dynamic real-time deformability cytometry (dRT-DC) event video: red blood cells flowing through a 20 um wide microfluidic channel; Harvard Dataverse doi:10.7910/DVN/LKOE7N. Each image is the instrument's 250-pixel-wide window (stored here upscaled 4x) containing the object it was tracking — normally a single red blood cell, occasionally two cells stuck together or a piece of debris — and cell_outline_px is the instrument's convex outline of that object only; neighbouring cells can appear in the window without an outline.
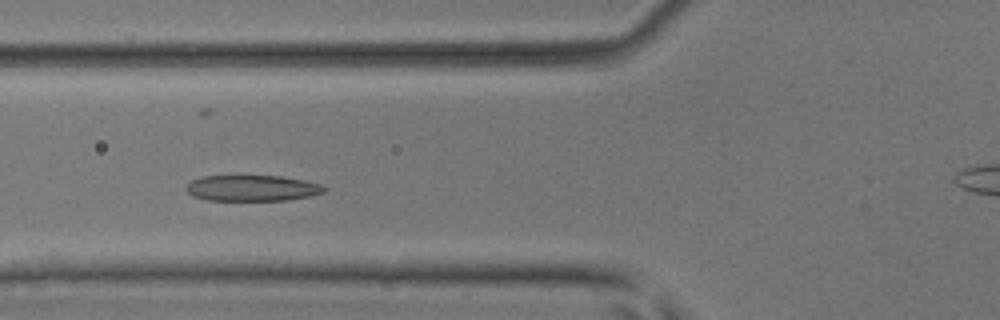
{"species": "common noctule bat (a hibernating species)", "species_latin": "Nyctalus noctula", "temperature_condition": "room temperature", "stored_images_in_passage": 6, "camera_frame_rate_fps": 3000, "um_per_image_px": 0.085, "animal": {"sex": "male", "body_mass_g": 17.9, "forearm_length_mm": 54.2}, "frame": {"image": 1, "passage_image": 4, "time_ms": 1.0, "image_size_px": [1000, 320], "cell_outline_px": [[328, 188], [324, 192], [308, 196], [288, 200], [208, 200], [192, 196], [184, 188], [192, 180], [200, 176], [236, 172], [280, 176], [304, 180], [320, 184]], "centroid_in_image_um": [21.36, 15.93], "position_along_channel_um": 104.4, "area_um2": 21.96}}
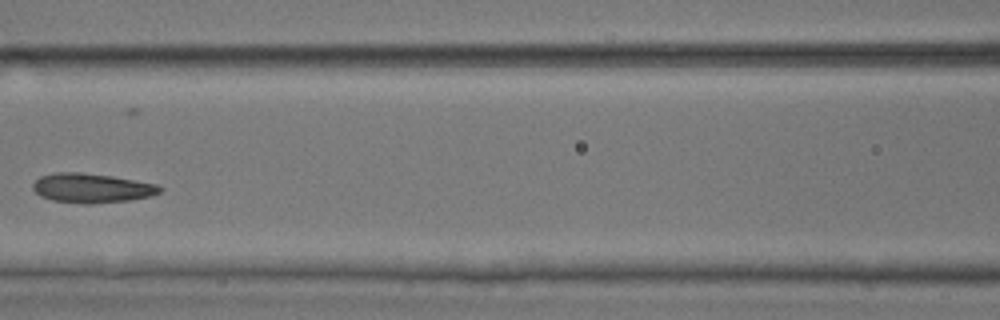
{"frame": {"image": 2, "passage_image": 5, "time_ms": 1.333, "image_size_px": [1000, 320], "cell_outline_px": [[164, 188], [160, 192], [152, 196], [132, 200], [88, 204], [84, 204], [52, 200], [40, 196], [32, 188], [32, 184], [40, 176], [56, 172], [80, 172], [112, 176], [156, 184]], "centroid_in_image_um": [7.8, 15.99], "position_along_channel_um": 158.8, "area_um2": 21.85}}
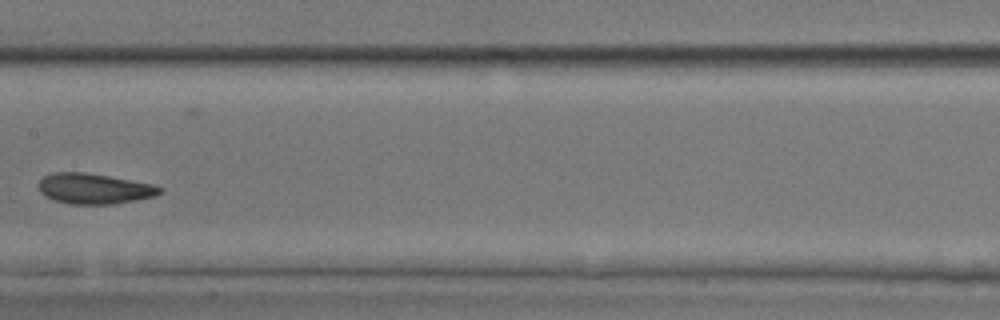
{"frame": {"image": 3, "passage_image": 6, "time_ms": 1.667, "image_size_px": [1000, 320], "cell_outline_px": [[164, 188], [160, 192], [152, 196], [136, 200], [112, 204], [68, 204], [44, 196], [40, 192], [40, 180], [44, 176], [52, 172], [84, 172], [108, 176], [152, 184]], "centroid_in_image_um": [7.98, 16.03], "position_along_channel_um": 199.4, "area_um2": 21.27}}